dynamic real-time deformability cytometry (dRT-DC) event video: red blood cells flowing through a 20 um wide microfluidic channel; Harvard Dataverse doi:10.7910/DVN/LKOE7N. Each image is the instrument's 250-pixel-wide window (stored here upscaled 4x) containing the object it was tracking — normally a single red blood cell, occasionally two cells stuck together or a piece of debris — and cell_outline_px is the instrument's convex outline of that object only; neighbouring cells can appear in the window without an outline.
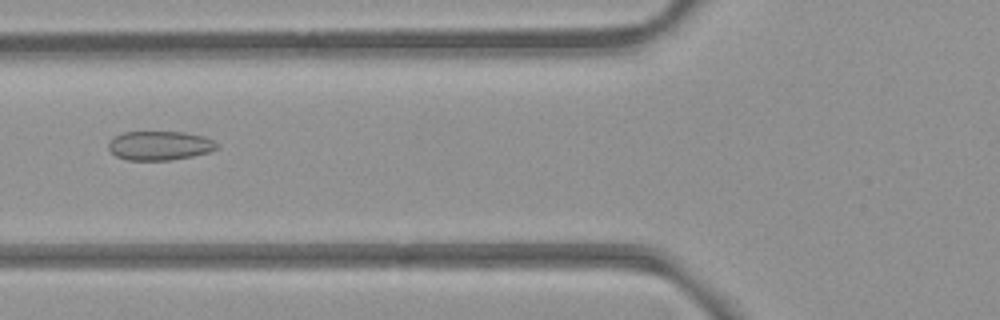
{"species": "common noctule bat (a hibernating species)", "species_latin": "Nyctalus noctula", "temperature_condition": "room temperature", "stored_images_in_passage": 39, "camera_frame_rate_fps": 3000, "um_per_image_px": 0.085, "animal": {"sex": "female", "body_mass_g": 21.9}, "frame": {"image": 1, "passage_image": 7, "time_ms": 2.0, "image_size_px": [1000, 320], "cell_outline_px": [[220, 148], [208, 152], [192, 156], [172, 160], [128, 160], [116, 156], [108, 148], [108, 144], [112, 136], [124, 132], [184, 132], [204, 136], [220, 144]], "centroid_in_image_um": [13.58, 12.37], "position_along_channel_um": 112.2, "area_um2": 18.55}}
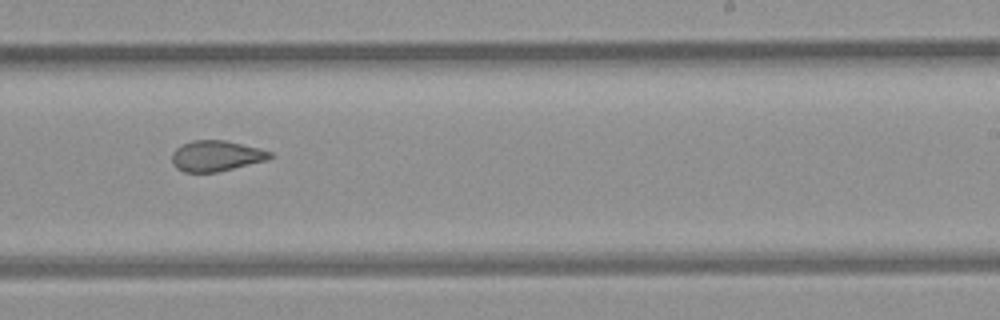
{"frame": {"image": 2, "passage_image": 19, "time_ms": 6.0, "image_size_px": [1000, 320], "cell_outline_px": [[276, 156], [268, 160], [216, 172], [184, 172], [176, 168], [172, 164], [172, 156], [176, 148], [192, 140], [224, 140], [260, 148], [272, 152]], "centroid_in_image_um": [18.41, 13.25], "position_along_channel_um": 270.6, "area_um2": 17.57}}
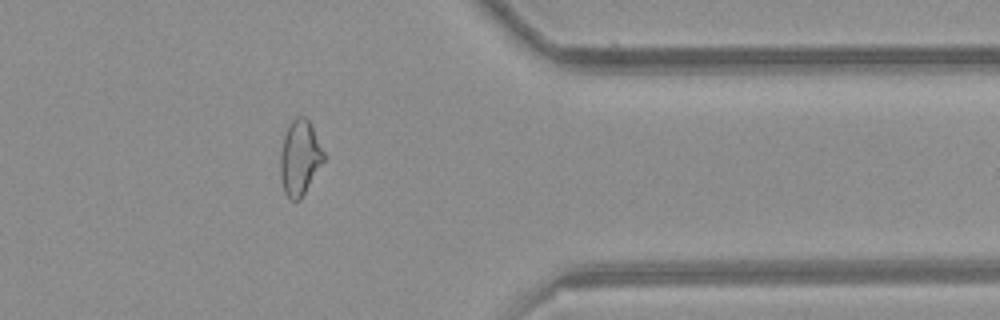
{"frame": {"image": 3, "passage_image": 29, "time_ms": 9.333, "image_size_px": [1000, 320], "cell_outline_px": [[324, 160], [300, 200], [288, 200], [284, 192], [280, 176], [280, 156], [284, 136], [288, 124], [296, 116], [304, 116], [308, 120], [324, 152]], "centroid_in_image_um": [25.45, 13.42], "position_along_channel_um": 385.9, "area_um2": 18.79}, "authors_computed_cell_mechanics": {"area_um2": 18.785, "velocity_mm_per_s": 3.9569, "shape_relaxation_time_tau1_ms": null, "shape_relaxation_time_tau2_ms": 1.7608, "deformation_change_tau1": null, "deformation_change_tau2": 0.083}}